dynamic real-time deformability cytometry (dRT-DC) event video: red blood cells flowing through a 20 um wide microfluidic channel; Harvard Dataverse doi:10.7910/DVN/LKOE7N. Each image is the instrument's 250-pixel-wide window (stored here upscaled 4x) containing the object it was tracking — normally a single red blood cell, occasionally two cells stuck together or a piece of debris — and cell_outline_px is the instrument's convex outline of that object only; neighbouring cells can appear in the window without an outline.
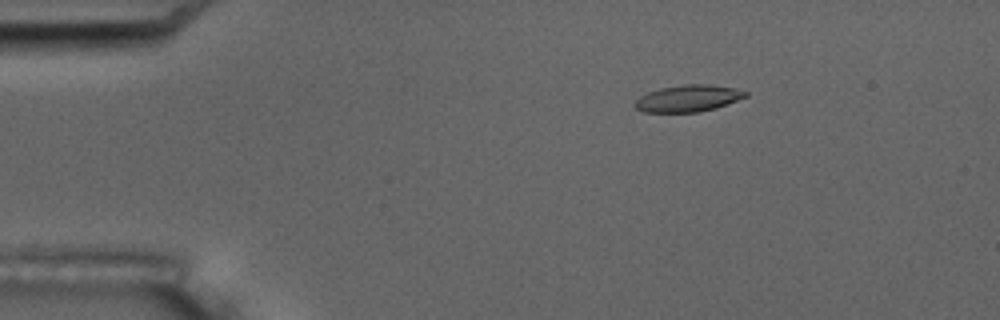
{"species": "common noctule bat (a hibernating species)", "species_latin": "Nyctalus noctula", "temperature_condition": "room temperature", "stored_images_in_passage": 15, "camera_frame_rate_fps": 3000, "um_per_image_px": 0.085, "animal": {"sex": "male", "body_mass_g": 17.5, "forearm_length_mm": 52.3}, "frame": {"image": 1, "passage_image": 3, "time_ms": 2.333, "image_size_px": [1000, 320], "cell_outline_px": [[748, 96], [716, 108], [700, 112], [644, 112], [636, 108], [632, 104], [640, 96], [648, 92], [660, 88], [684, 84], [708, 84], [736, 88], [748, 92]], "centroid_in_image_um": [58.49, 8.36], "position_along_channel_um": 26.5, "area_um2": 17.34}, "authors_computed_cell_mechanics": {"area_um2": 17.34, "velocity_mm_per_s": 3.4616, "shape_relaxation_time_tau1_ms": null, "shape_relaxation_time_tau2_ms": 3.5147, "deformation_change_tau1": null, "deformation_change_tau2": 0.109}}